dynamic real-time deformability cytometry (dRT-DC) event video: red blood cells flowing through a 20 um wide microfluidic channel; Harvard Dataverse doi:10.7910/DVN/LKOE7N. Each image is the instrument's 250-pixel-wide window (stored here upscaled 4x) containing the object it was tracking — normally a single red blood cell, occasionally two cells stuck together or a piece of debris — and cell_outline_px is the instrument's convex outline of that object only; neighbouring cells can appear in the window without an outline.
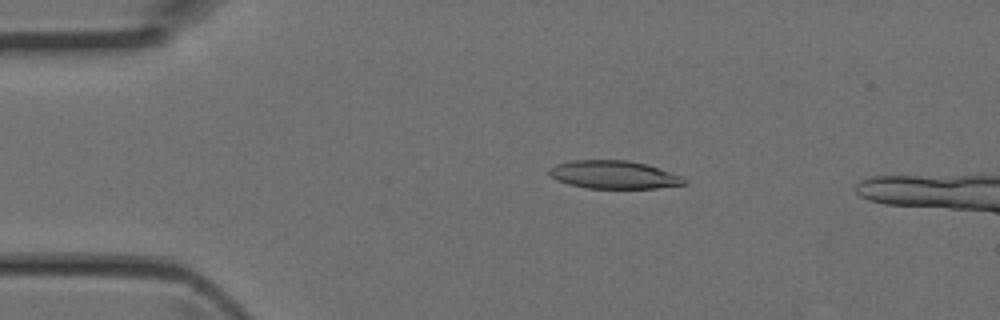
{"species": "Egyptian fruit bat (a non-hibernating species)", "species_latin": "Rousettus aegyptiacus", "temperature_condition": "room temperature", "stored_images_in_passage": 41, "camera_frame_rate_fps": 3000, "um_per_image_px": 0.085, "animal": {"sex": "female"}, "frame": {"image": 1, "passage_image": 9, "time_ms": 2.667, "image_size_px": [1000, 320], "cell_outline_px": [[688, 184], [656, 188], [588, 188], [568, 184], [556, 180], [548, 172], [548, 168], [556, 164], [572, 160], [628, 160], [648, 164], [680, 176], [688, 180]], "centroid_in_image_um": [52.17, 14.85], "position_along_channel_um": 32.8, "area_um2": 22.14}}
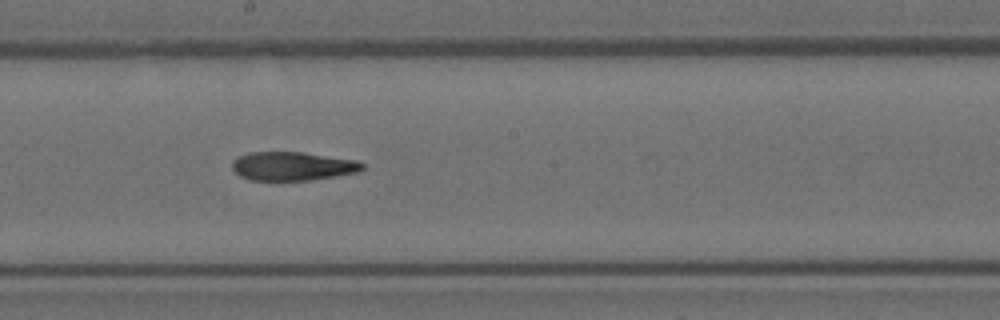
{"frame": {"image": 2, "passage_image": 24, "time_ms": 7.667, "image_size_px": [1000, 320], "cell_outline_px": [[364, 168], [356, 172], [308, 180], [248, 180], [240, 176], [232, 168], [232, 160], [248, 152], [300, 152], [356, 160], [364, 164]], "centroid_in_image_um": [24.81, 14.12], "position_along_channel_um": 223.4, "area_um2": 21.5}}
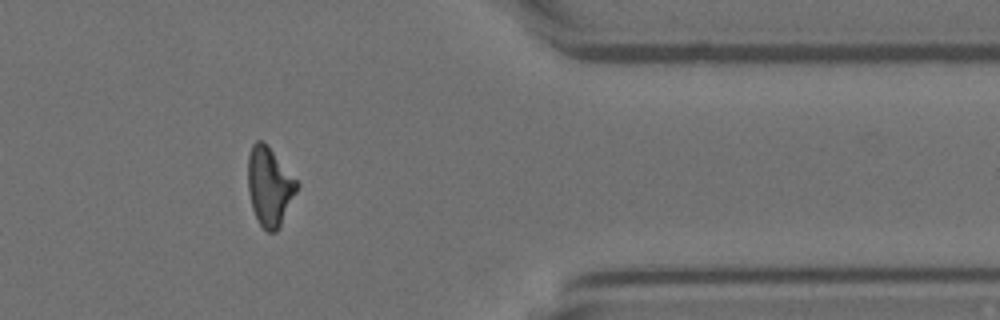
{"frame": {"image": 3, "passage_image": 36, "time_ms": 11.667, "image_size_px": [1000, 320], "cell_outline_px": [[300, 184], [280, 228], [276, 232], [268, 232], [260, 224], [252, 208], [248, 192], [248, 156], [252, 144], [256, 140], [260, 140], [272, 152]], "centroid_in_image_um": [22.9, 15.89], "position_along_channel_um": 388.5, "area_um2": 22.14}}